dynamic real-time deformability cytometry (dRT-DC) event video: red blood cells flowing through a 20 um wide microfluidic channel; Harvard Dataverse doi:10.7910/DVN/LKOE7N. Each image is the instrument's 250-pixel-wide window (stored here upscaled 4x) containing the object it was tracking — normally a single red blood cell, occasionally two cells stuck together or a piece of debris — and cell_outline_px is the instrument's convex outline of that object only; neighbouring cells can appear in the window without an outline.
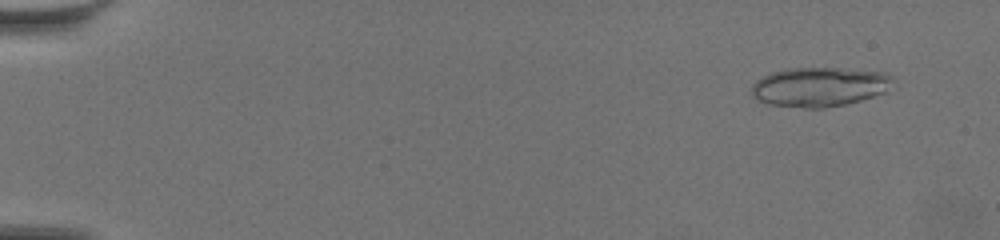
{"species": "common noctule bat (a hibernating species)", "species_latin": "Nyctalus noctula", "temperature_condition": "warm", "stored_images_in_passage": 14, "camera_frame_rate_fps": 3000, "um_per_image_px": 0.085, "animal": {"sex": "female", "body_mass_g": 19.5, "forearm_length_mm": 54.1}, "frame": {"image": 1, "passage_image": 5, "time_ms": 1.333, "image_size_px": [1000, 240], "cell_outline_px": [[892, 76], [884, 92], [860, 100], [844, 104], [824, 108], [804, 108], [768, 104], [756, 100], [752, 96], [752, 84], [756, 80], [772, 72], [784, 68], [840, 68], [884, 72]], "centroid_in_image_um": [69.57, 7.38], "position_along_channel_um": 15.4, "area_um2": 32.19}}